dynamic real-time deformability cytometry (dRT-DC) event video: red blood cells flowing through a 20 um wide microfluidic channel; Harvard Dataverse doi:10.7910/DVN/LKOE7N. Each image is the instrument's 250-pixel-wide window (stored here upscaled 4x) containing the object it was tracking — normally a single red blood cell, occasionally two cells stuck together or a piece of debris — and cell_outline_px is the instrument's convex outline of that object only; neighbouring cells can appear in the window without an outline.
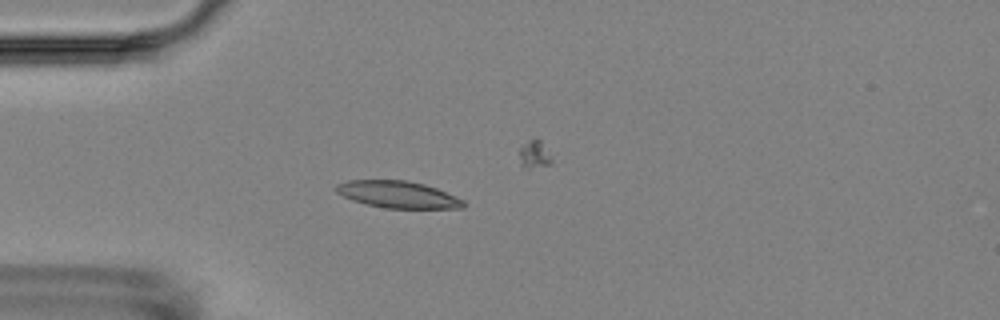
{"species": "Egyptian fruit bat (a non-hibernating species)", "species_latin": "Rousettus aegyptiacus", "temperature_condition": "room temperature", "stored_images_in_passage": 5, "camera_frame_rate_fps": 3000, "um_per_image_px": 0.085, "animal": {"sex": "female"}, "frame": {"image": 1, "passage_image": 3, "time_ms": 3.0, "image_size_px": [1000, 320], "cell_outline_px": [[468, 204], [464, 208], [384, 208], [352, 200], [336, 192], [332, 188], [336, 184], [348, 180], [408, 180], [424, 184], [436, 188], [464, 200]], "centroid_in_image_um": [33.81, 16.53], "position_along_channel_um": 51.2, "area_um2": 20.06}}